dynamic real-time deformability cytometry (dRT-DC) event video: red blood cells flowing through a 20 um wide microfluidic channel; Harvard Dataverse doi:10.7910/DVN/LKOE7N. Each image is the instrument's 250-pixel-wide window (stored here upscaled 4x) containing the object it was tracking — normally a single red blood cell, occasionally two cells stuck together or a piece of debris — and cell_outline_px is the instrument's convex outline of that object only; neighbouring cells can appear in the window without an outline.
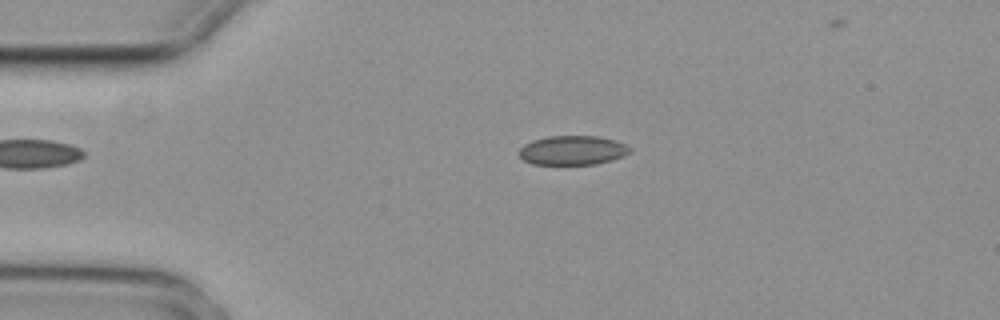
{"species": "common noctule bat (a hibernating species)", "species_latin": "Nyctalus noctula", "temperature_condition": "cold", "stored_images_in_passage": 5, "camera_frame_rate_fps": 3000, "um_per_image_px": 0.085, "animal": {"sex": "female", "body_mass_g": 29.2, "forearm_length_mm": 56.3}, "frame": {"image": 1, "passage_image": 2, "time_ms": 0.333, "image_size_px": [1000, 320], "cell_outline_px": [[632, 148], [624, 156], [612, 160], [596, 164], [532, 164], [524, 160], [516, 152], [524, 144], [532, 140], [548, 136], [596, 136], [616, 140]], "centroid_in_image_um": [48.64, 12.77], "position_along_channel_um": 36.4, "area_um2": 18.96}}
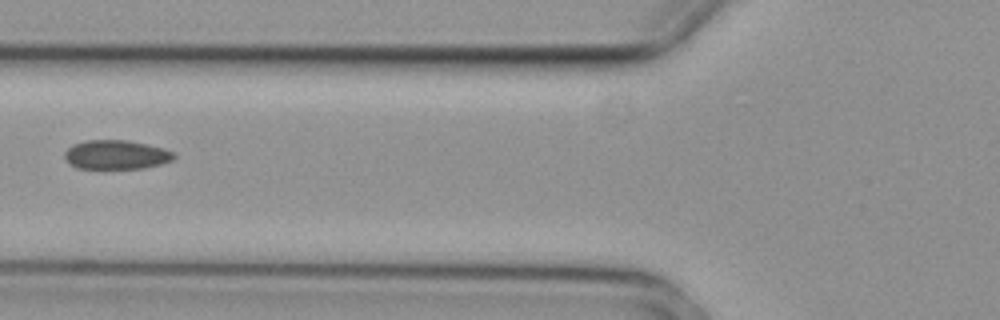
{"frame": {"image": 2, "passage_image": 4, "time_ms": 1.0, "image_size_px": [1000, 320], "cell_outline_px": [[176, 156], [172, 160], [160, 164], [144, 168], [76, 168], [68, 164], [64, 156], [64, 152], [72, 144], [84, 140], [128, 140], [148, 144], [164, 148], [176, 152]], "centroid_in_image_um": [9.87, 13.14], "position_along_channel_um": 115.9, "area_um2": 18.79}}
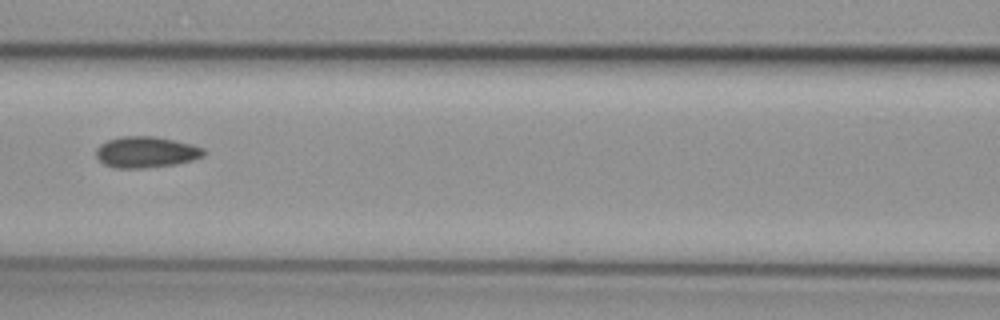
{"frame": {"image": 3, "passage_image": 5, "time_ms": 1.333, "image_size_px": [1000, 320], "cell_outline_px": [[208, 152], [204, 156], [192, 160], [176, 164], [144, 168], [112, 168], [104, 164], [96, 156], [96, 148], [100, 144], [108, 140], [120, 136], [156, 136], [192, 144], [204, 148]], "centroid_in_image_um": [12.43, 12.93], "position_along_channel_um": 154.2, "area_um2": 19.77}}